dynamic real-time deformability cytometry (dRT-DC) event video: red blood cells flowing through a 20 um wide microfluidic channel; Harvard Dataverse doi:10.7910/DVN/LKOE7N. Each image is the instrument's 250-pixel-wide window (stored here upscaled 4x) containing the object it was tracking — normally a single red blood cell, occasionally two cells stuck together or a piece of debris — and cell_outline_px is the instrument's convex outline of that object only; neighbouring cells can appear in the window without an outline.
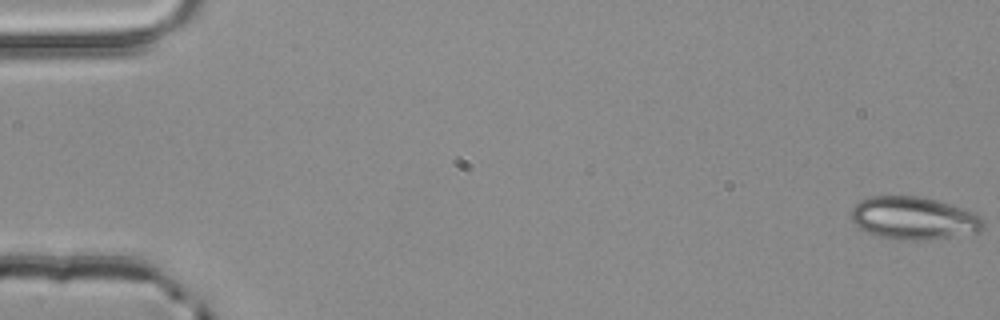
{"species": "common noctule bat (a hibernating species)", "species_latin": "Nyctalus noctula", "temperature_condition": "room temperature", "stored_images_in_passage": 3, "camera_frame_rate_fps": 3000, "um_per_image_px": 0.085, "animal": {"sex": "male", "body_mass_g": 20.4}, "frame": {"image": 1, "passage_image": 1, "time_ms": 0.0, "image_size_px": [1000, 320], "cell_outline_px": [[984, 228], [980, 232], [920, 240], [900, 240], [880, 236], [868, 232], [860, 228], [852, 220], [852, 208], [860, 200], [872, 196], [916, 196], [936, 200], [952, 204], [976, 212], [984, 220]], "centroid_in_image_um": [77.71, 18.53], "position_along_channel_um": 7.3, "area_um2": 32.77}}
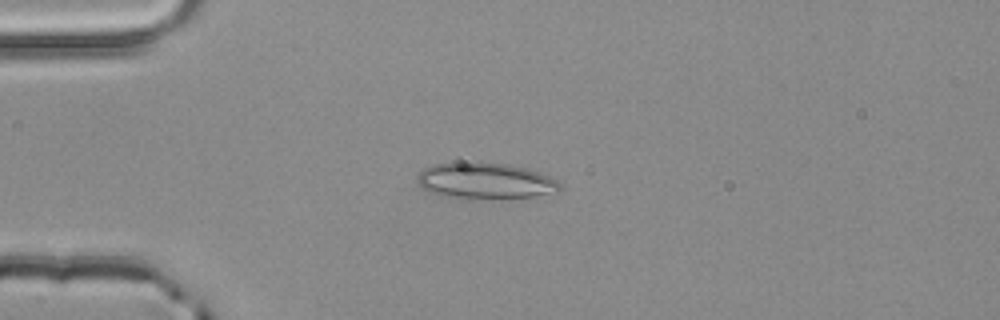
{"frame": {"image": 2, "passage_image": 3, "time_ms": 0.667, "image_size_px": [1000, 320], "cell_outline_px": [[560, 188], [556, 192], [532, 196], [440, 196], [424, 188], [416, 180], [416, 176], [424, 168], [432, 164], [508, 164], [528, 168], [540, 172], [556, 180], [560, 184]], "centroid_in_image_um": [41.26, 15.34], "position_along_channel_um": 43.7, "area_um2": 28.32}}